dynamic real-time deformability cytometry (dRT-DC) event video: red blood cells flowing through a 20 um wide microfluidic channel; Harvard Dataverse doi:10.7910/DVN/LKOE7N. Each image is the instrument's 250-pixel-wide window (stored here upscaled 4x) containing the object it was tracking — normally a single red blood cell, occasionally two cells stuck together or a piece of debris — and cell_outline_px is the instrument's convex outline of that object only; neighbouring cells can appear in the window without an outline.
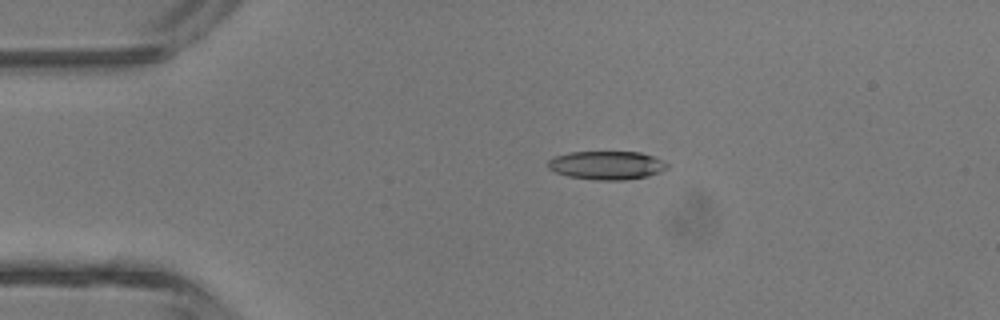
{"species": "common noctule bat (a hibernating species)", "species_latin": "Nyctalus noctula", "temperature_condition": "room temperature", "stored_images_in_passage": 4, "camera_frame_rate_fps": 3000, "um_per_image_px": 0.085, "animal": {"sex": "male", "body_mass_g": 13.3}, "frame": {"image": 1, "passage_image": 3, "time_ms": 2.333, "image_size_px": [1000, 320], "cell_outline_px": [[668, 168], [660, 172], [648, 176], [624, 180], [596, 180], [568, 176], [556, 172], [548, 168], [548, 160], [552, 156], [568, 152], [640, 152], [652, 156], [668, 164]], "centroid_in_image_um": [51.54, 14.04], "position_along_channel_um": 33.5, "area_um2": 19.83}}